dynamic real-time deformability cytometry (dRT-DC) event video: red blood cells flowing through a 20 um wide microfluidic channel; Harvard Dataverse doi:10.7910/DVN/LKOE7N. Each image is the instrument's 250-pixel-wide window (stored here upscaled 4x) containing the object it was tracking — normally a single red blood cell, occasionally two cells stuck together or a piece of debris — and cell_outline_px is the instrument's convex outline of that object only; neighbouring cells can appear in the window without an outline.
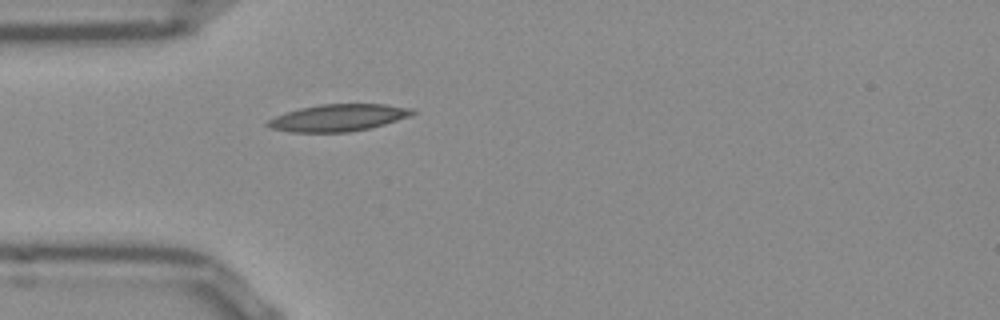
{"species": "Egyptian fruit bat (a non-hibernating species)", "species_latin": "Rousettus aegyptiacus", "temperature_condition": "room temperature", "stored_images_in_passage": 32, "camera_frame_rate_fps": 3000, "um_per_image_px": 0.085, "frame": {"image": 1, "passage_image": 1, "time_ms": 0.0, "image_size_px": [1000, 320], "cell_outline_px": [[416, 112], [412, 116], [384, 124], [368, 128], [348, 132], [292, 132], [272, 128], [264, 124], [268, 120], [284, 112], [300, 108], [320, 104], [384, 104], [412, 108]], "centroid_in_image_um": [28.76, 10.0], "position_along_channel_um": 56.2, "area_um2": 22.72}}
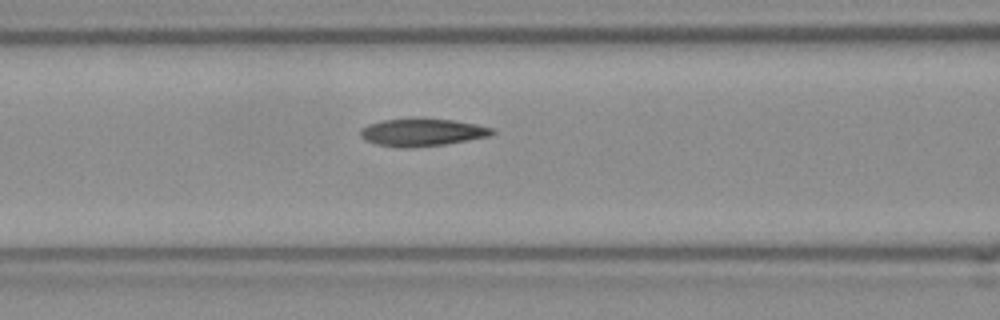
{"frame": {"image": 2, "passage_image": 7, "time_ms": 2.0, "image_size_px": [1000, 320], "cell_outline_px": [[496, 132], [488, 136], [448, 144], [412, 148], [396, 148], [376, 144], [364, 140], [360, 136], [360, 128], [368, 124], [384, 120], [420, 116], [424, 116], [452, 120], [476, 124], [492, 128]], "centroid_in_image_um": [35.84, 11.23], "position_along_channel_um": 130.8, "area_um2": 21.91}}
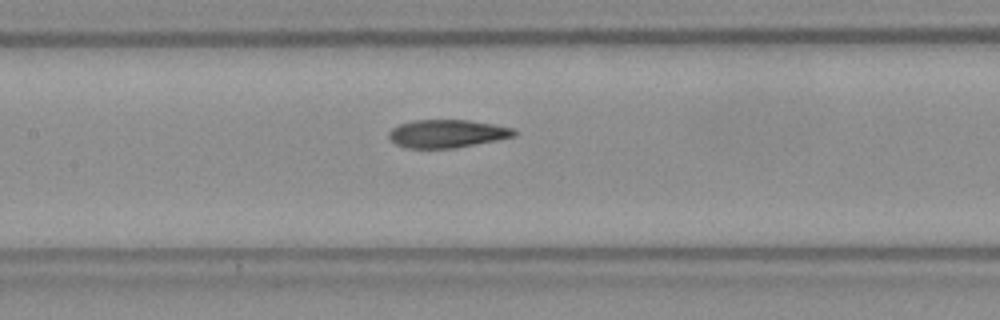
{"frame": {"image": 3, "passage_image": 10, "time_ms": 3.0, "image_size_px": [1000, 320], "cell_outline_px": [[520, 132], [516, 136], [496, 140], [452, 148], [408, 148], [396, 144], [388, 136], [388, 132], [392, 128], [400, 124], [412, 120], [468, 120], [492, 124], [512, 128]], "centroid_in_image_um": [38.01, 11.35], "position_along_channel_um": 169.4, "area_um2": 20.35}, "authors_computed_cell_mechanics": {"area_um2": 20.8369, "velocity_mm_per_s": 3.8555, "shape_relaxation_time_tau1_ms": 7.7507, "shape_relaxation_time_tau2_ms": 2.4071, "deformation_change_tau1": 0.1969, "deformation_change_tau2": 0.0943}}